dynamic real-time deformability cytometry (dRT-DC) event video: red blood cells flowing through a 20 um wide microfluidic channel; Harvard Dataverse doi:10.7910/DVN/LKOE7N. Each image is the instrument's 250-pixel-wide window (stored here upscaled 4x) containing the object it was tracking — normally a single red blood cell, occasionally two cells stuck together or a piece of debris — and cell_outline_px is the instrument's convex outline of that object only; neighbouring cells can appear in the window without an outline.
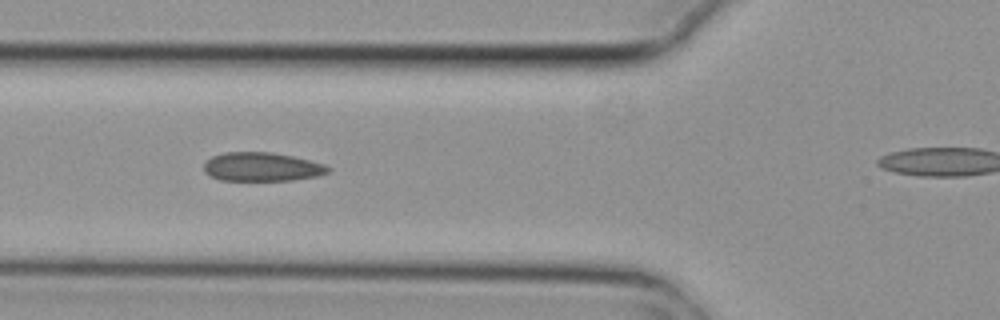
{"species": "common noctule bat (a hibernating species)", "species_latin": "Nyctalus noctula", "temperature_condition": "cold", "stored_images_in_passage": 7, "camera_frame_rate_fps": 3000, "um_per_image_px": 0.085, "animal": {"sex": "female", "body_mass_g": 29.2, "forearm_length_mm": 56.3}, "frame": {"image": 1, "passage_image": 5, "time_ms": 1.333, "image_size_px": [1000, 320], "cell_outline_px": [[332, 168], [328, 172], [320, 176], [292, 180], [220, 180], [208, 176], [204, 172], [204, 164], [212, 156], [224, 152], [272, 152], [292, 156], [324, 164]], "centroid_in_image_um": [22.25, 14.18], "position_along_channel_um": 103.5, "area_um2": 20.92}}
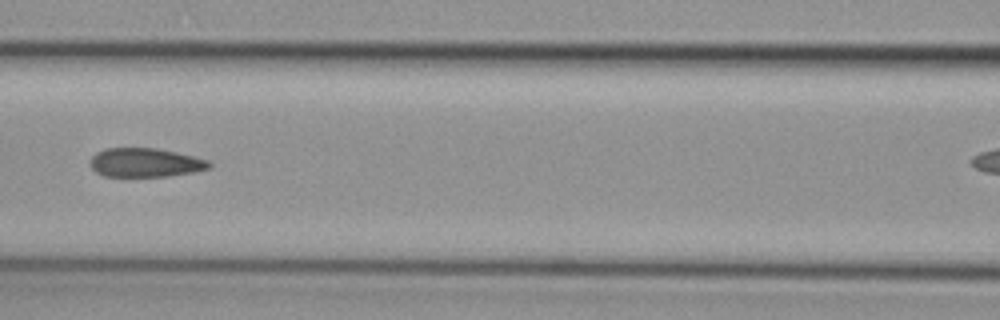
{"frame": {"image": 2, "passage_image": 6, "time_ms": 1.667, "image_size_px": [1000, 320], "cell_outline_px": [[212, 168], [196, 172], [168, 176], [104, 176], [96, 172], [88, 164], [88, 160], [96, 152], [104, 148], [156, 148], [176, 152], [208, 160], [212, 164]], "centroid_in_image_um": [12.33, 13.82], "position_along_channel_um": 154.3, "area_um2": 20.29}}